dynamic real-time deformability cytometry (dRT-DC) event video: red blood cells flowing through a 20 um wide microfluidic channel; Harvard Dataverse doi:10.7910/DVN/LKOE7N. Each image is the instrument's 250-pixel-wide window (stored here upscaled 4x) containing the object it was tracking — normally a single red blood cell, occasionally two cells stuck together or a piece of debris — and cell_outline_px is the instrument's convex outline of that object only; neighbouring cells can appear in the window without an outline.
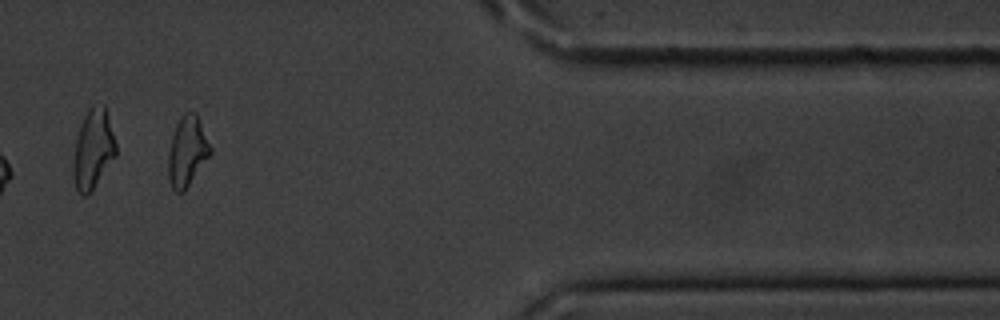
{"species": "common noctule bat (a hibernating species)", "species_latin": "Nyctalus noctula", "temperature_condition": "cold", "stored_images_in_passage": 15, "camera_frame_rate_fps": 3000, "um_per_image_px": 0.085, "animal": {"sex": "male", "body_mass_g": 20.1, "forearm_length_mm": 53.5}, "frame": {"image": 1, "passage_image": 13, "time_ms": 16.0, "image_size_px": [1000, 320], "cell_outline_px": [[212, 152], [184, 192], [176, 192], [172, 188], [168, 176], [168, 156], [172, 136], [176, 124], [180, 116], [184, 112], [196, 112], [200, 120], [212, 148]], "centroid_in_image_um": [15.92, 12.85], "position_along_channel_um": 395.5, "area_um2": 17.22}, "authors_computed_cell_mechanics": {"area_um2": 18.3804, "velocity_mm_per_s": 3.5452, "shape_relaxation_time_tau1_ms": 3.6584, "shape_relaxation_time_tau2_ms": 5.4579, "deformation_change_tau1": 0.1368, "deformation_change_tau2": 0.1362}}